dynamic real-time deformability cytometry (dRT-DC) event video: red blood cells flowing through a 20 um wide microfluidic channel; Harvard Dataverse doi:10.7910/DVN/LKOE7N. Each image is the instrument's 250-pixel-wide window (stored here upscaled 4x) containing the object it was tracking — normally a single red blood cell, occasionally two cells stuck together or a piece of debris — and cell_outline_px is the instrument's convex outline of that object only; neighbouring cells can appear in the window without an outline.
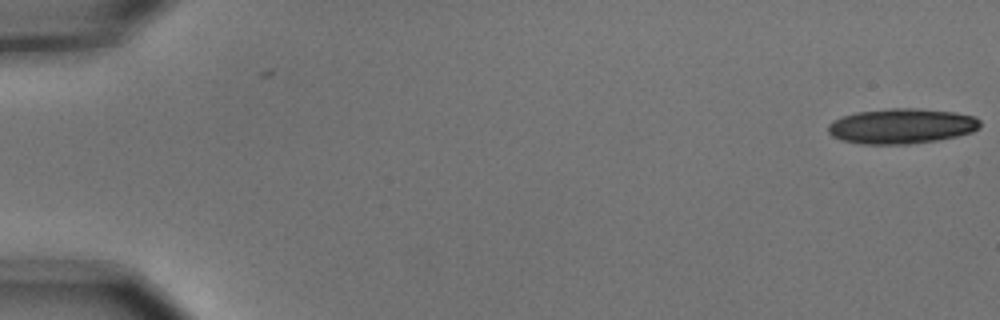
{"species": "common noctule bat (a hibernating species)", "species_latin": "Nyctalus noctula", "temperature_condition": "cold", "stored_images_in_passage": 6, "segment_of_instrument_passage": [1, 2], "camera_frame_rate_fps": 3000, "um_per_image_px": 0.085, "animal": {"sex": "male", "body_mass_g": 15.6}, "frame": {"image": 1, "passage_image": 1, "time_ms": 0.0, "image_size_px": [1000, 320], "cell_outline_px": [[980, 128], [972, 132], [956, 136], [936, 140], [908, 144], [864, 144], [840, 140], [832, 136], [828, 132], [828, 124], [832, 120], [856, 112], [892, 108], [920, 108], [956, 112], [976, 116], [980, 120]], "centroid_in_image_um": [76.64, 10.71], "position_along_channel_um": 8.4, "area_um2": 31.33}}